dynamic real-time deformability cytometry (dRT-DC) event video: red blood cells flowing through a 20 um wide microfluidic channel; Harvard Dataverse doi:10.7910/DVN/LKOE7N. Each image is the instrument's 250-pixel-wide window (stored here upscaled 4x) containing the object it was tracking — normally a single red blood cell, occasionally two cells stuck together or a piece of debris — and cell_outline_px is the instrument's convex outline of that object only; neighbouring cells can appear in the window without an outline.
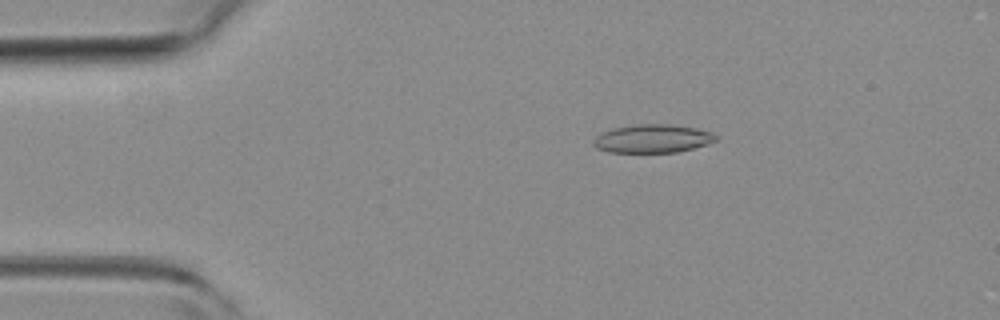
{"species": "common noctule bat (a hibernating species)", "species_latin": "Nyctalus noctula", "temperature_condition": "room temperature", "stored_images_in_passage": 51, "camera_frame_rate_fps": 3000, "um_per_image_px": 0.085, "animal": {"sex": "female", "body_mass_g": 19.3, "forearm_length_mm": 54.1}, "frame": {"image": 1, "passage_image": 9, "time_ms": 2.667, "image_size_px": [1000, 320], "cell_outline_px": [[720, 136], [716, 140], [708, 144], [676, 152], [608, 152], [596, 148], [592, 144], [596, 136], [612, 128], [636, 124], [668, 124], [696, 128], [712, 132]], "centroid_in_image_um": [55.48, 11.78], "position_along_channel_um": 29.5, "area_um2": 20.23}}
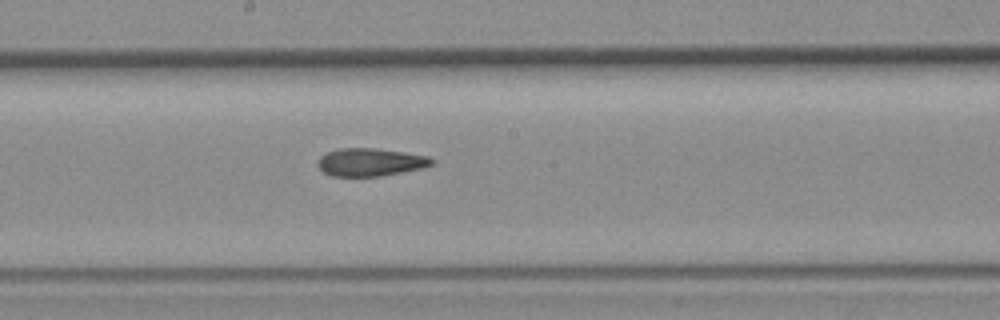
{"frame": {"image": 2, "passage_image": 27, "time_ms": 8.667, "image_size_px": [1000, 320], "cell_outline_px": [[436, 160], [432, 164], [424, 168], [380, 176], [332, 176], [324, 172], [316, 164], [320, 156], [328, 152], [340, 148], [372, 148], [404, 152], [428, 156]], "centroid_in_image_um": [31.49, 13.78], "position_along_channel_um": 216.7, "area_um2": 18.5}}
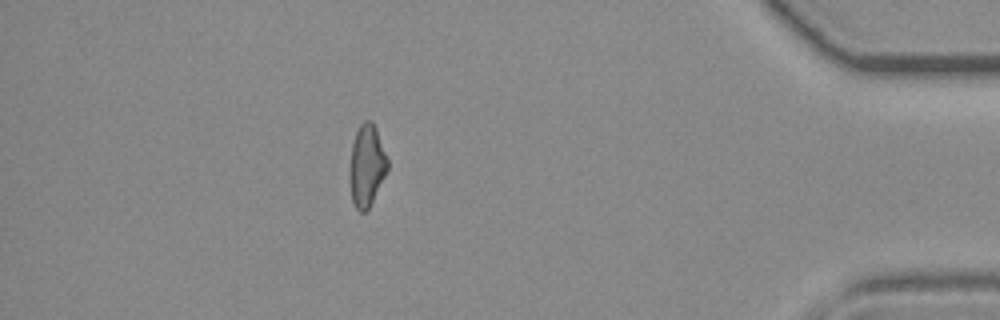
{"frame": {"image": 3, "passage_image": 45, "time_ms": 14.667, "image_size_px": [1000, 320], "cell_outline_px": [[388, 168], [368, 208], [364, 212], [360, 212], [356, 208], [352, 200], [352, 144], [356, 132], [360, 124], [364, 120], [372, 120], [376, 128], [388, 160]], "centroid_in_image_um": [31.21, 14.01], "position_along_channel_um": 404.0, "area_um2": 17.11}, "authors_computed_cell_mechanics": {"area_um2": 18.9584, "velocity_mm_per_s": 3.9652, "shape_relaxation_time_tau1_ms": null, "shape_relaxation_time_tau2_ms": 5.0862, "deformation_change_tau1": null, "deformation_change_tau2": 0.1515}}